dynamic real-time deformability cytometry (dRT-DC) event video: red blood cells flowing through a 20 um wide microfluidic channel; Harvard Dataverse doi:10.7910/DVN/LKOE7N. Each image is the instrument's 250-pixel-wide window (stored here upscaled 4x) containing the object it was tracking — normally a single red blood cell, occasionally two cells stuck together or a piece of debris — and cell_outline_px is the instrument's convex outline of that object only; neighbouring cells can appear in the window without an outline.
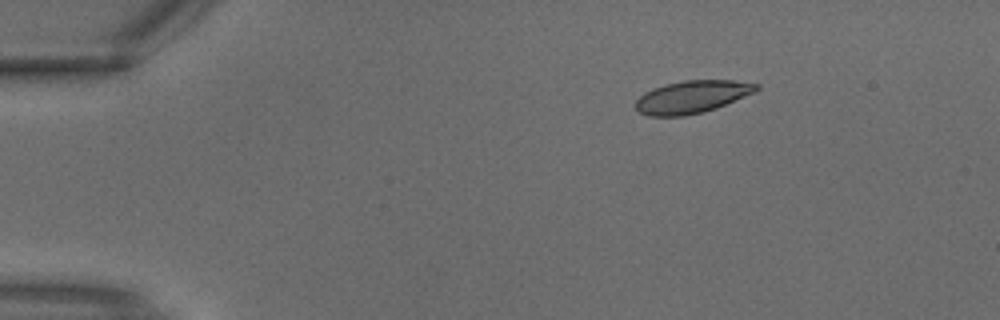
{"species": "common noctule bat (a hibernating species)", "species_latin": "Nyctalus noctula", "temperature_condition": "warm", "stored_images_in_passage": 2, "camera_frame_rate_fps": 3000, "um_per_image_px": 0.085, "animal": {"sex": "male", "body_mass_g": 18.8}, "frame": {"image": 1, "passage_image": 2, "time_ms": 0.333, "image_size_px": [1000, 320], "cell_outline_px": [[760, 88], [752, 92], [716, 108], [704, 112], [684, 116], [648, 116], [640, 112], [636, 108], [636, 100], [644, 92], [652, 88], [664, 84], [684, 80], [732, 80], [760, 84]], "centroid_in_image_um": [58.78, 8.23], "position_along_channel_um": 26.2, "area_um2": 22.77}}